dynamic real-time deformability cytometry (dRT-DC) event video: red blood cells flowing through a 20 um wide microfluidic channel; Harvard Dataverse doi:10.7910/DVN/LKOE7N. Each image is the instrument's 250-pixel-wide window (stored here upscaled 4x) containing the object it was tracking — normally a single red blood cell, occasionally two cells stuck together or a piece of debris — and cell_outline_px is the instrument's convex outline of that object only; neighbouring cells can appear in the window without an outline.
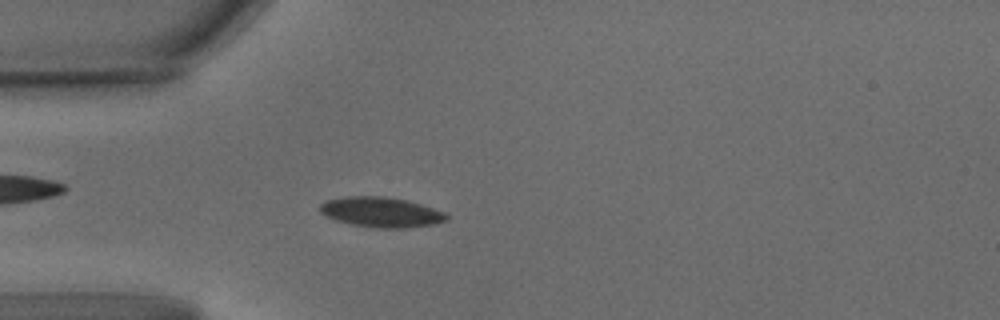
{"species": "common noctule bat (a hibernating species)", "species_latin": "Nyctalus noctula", "temperature_condition": "warm", "stored_images_in_passage": 41, "camera_frame_rate_fps": 3000, "um_per_image_px": 0.085, "animal": {"sex": "male", "body_mass_g": 15.6}, "frame": {"image": 1, "passage_image": 16, "time_ms": 5.0, "image_size_px": [1000, 320], "cell_outline_px": [[448, 220], [432, 224], [404, 228], [376, 228], [352, 224], [336, 220], [320, 212], [320, 204], [328, 200], [348, 196], [384, 196], [404, 200], [420, 204], [444, 212], [448, 216]], "centroid_in_image_um": [32.39, 18.03], "position_along_channel_um": 52.6, "area_um2": 21.85}}
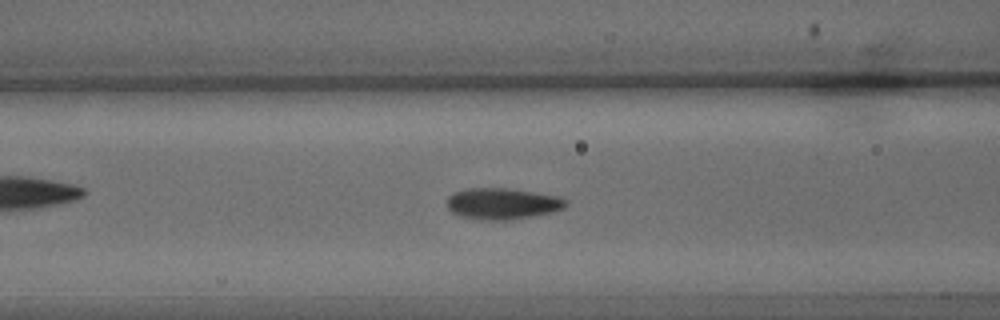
{"frame": {"image": 2, "passage_image": 23, "time_ms": 7.333, "image_size_px": [1000, 320], "cell_outline_px": [[568, 204], [564, 208], [552, 212], [508, 220], [480, 220], [460, 216], [452, 212], [448, 208], [448, 196], [452, 192], [468, 188], [508, 188], [556, 196], [568, 200]], "centroid_in_image_um": [42.68, 17.31], "position_along_channel_um": 123.9, "area_um2": 21.62}}
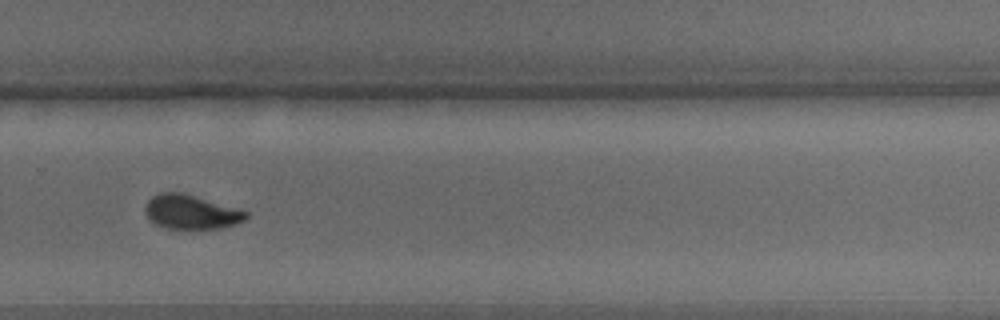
{"frame": {"image": 3, "passage_image": 40, "time_ms": 13.0, "image_size_px": [1000, 320], "cell_outline_px": [[248, 216], [244, 220], [236, 224], [220, 228], [164, 228], [156, 224], [144, 212], [144, 208], [148, 200], [152, 196], [160, 192], [180, 192], [248, 212]], "centroid_in_image_um": [16.2, 18.02], "position_along_channel_um": 313.6, "area_um2": 19.65}}